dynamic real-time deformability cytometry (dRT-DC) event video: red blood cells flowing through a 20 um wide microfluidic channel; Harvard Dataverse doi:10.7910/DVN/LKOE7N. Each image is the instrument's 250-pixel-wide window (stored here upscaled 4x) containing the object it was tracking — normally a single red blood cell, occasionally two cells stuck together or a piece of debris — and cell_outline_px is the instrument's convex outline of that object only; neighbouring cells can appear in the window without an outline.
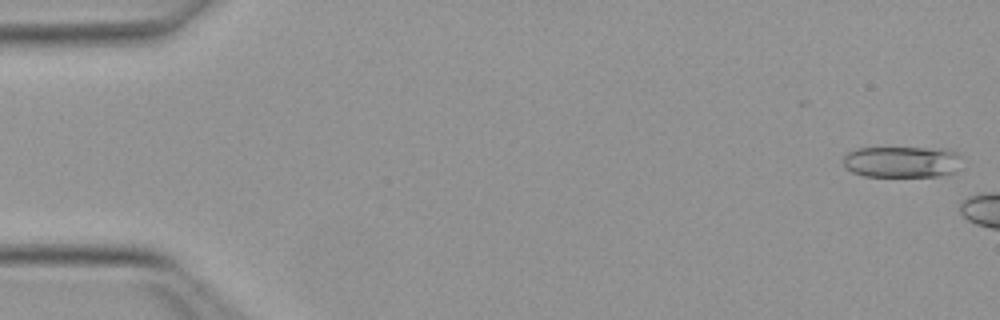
{"species": "Egyptian fruit bat (a non-hibernating species)", "species_latin": "Rousettus aegyptiacus", "temperature_condition": "warm", "stored_images_in_passage": 8, "camera_frame_rate_fps": 3000, "um_per_image_px": 0.085, "animal": {"sex": "female"}, "frame": {"image": 1, "passage_image": 1, "time_ms": 0.0, "image_size_px": [1000, 320], "cell_outline_px": [[960, 156], [956, 172], [940, 176], [864, 176], [852, 172], [844, 164], [844, 156], [848, 152], [856, 148], [944, 148], [956, 152]], "centroid_in_image_um": [76.67, 13.75], "position_along_channel_um": 8.3, "area_um2": 21.62}}